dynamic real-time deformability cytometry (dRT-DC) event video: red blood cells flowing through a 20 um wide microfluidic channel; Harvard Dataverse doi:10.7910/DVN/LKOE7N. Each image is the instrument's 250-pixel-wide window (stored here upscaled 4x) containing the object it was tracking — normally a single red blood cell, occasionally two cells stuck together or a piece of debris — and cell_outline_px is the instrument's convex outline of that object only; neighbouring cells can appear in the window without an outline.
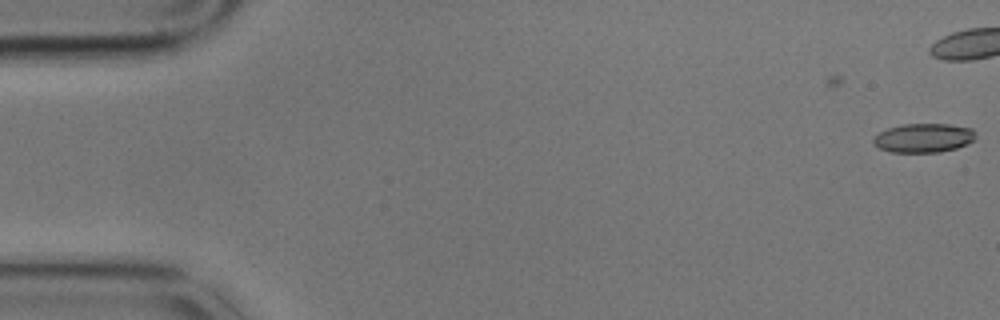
{"species": "common noctule bat (a hibernating species)", "species_latin": "Nyctalus noctula", "temperature_condition": "cold", "stored_images_in_passage": 3, "camera_frame_rate_fps": 3000, "um_per_image_px": 0.085, "animal": {"sex": "male", "body_mass_g": 17.9}, "frame": {"image": 1, "passage_image": 3, "time_ms": 0.667, "image_size_px": [1000, 320], "cell_outline_px": [[976, 136], [972, 140], [956, 148], [940, 152], [888, 152], [872, 144], [872, 140], [880, 132], [888, 128], [904, 124], [948, 124], [972, 128]], "centroid_in_image_um": [78.47, 11.72], "position_along_channel_um": 6.5, "area_um2": 17.17}}